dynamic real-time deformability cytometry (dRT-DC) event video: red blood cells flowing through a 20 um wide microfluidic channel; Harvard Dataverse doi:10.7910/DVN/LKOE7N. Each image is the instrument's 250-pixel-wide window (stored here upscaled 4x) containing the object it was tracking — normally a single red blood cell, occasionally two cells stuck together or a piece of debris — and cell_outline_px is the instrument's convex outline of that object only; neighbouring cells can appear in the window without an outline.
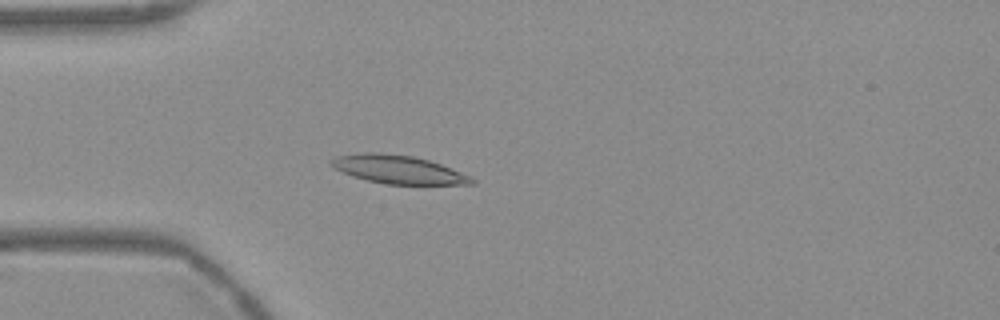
{"species": "Egyptian fruit bat (a non-hibernating species)", "species_latin": "Rousettus aegyptiacus", "temperature_condition": "warm", "stored_images_in_passage": 54, "camera_frame_rate_fps": 3000, "um_per_image_px": 0.085, "frame": {"image": 1, "passage_image": 15, "time_ms": 4.667, "image_size_px": [1000, 320], "cell_outline_px": [[476, 184], [388, 184], [368, 180], [352, 176], [332, 168], [328, 164], [328, 160], [336, 156], [364, 152], [380, 152], [412, 156], [428, 160], [440, 164], [460, 172], [476, 180]], "centroid_in_image_um": [33.77, 14.39], "position_along_channel_um": 51.2, "area_um2": 23.12}}
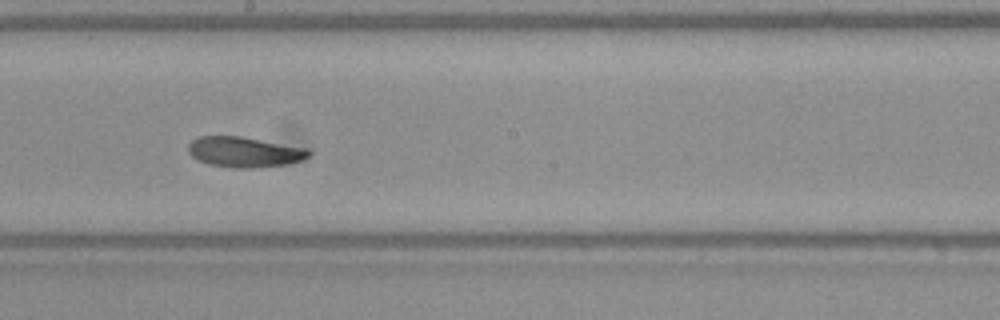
{"frame": {"image": 2, "passage_image": 30, "time_ms": 9.667, "image_size_px": [1000, 320], "cell_outline_px": [[312, 152], [304, 160], [288, 164], [256, 168], [236, 168], [208, 164], [192, 156], [188, 152], [188, 144], [192, 140], [200, 136], [240, 136], [308, 148]], "centroid_in_image_um": [20.8, 12.92], "position_along_channel_um": 227.4, "area_um2": 21.44}}
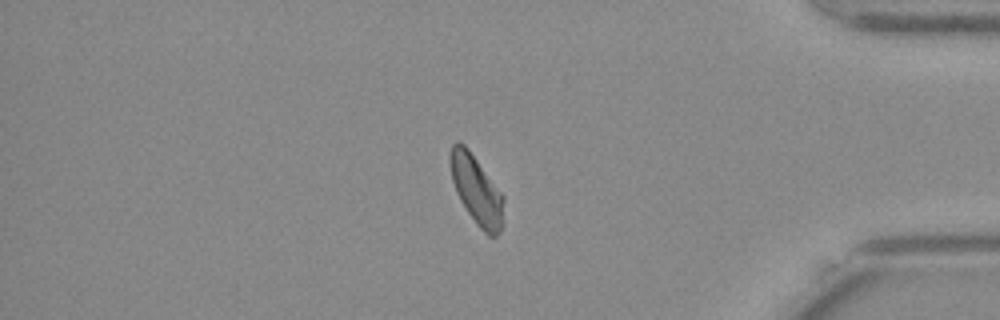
{"frame": {"image": 3, "passage_image": 46, "time_ms": 15.0, "image_size_px": [1000, 320], "cell_outline_px": [[504, 200], [500, 232], [496, 236], [488, 236], [476, 224], [460, 200], [456, 192], [452, 180], [448, 160], [448, 156], [452, 144], [456, 140], [464, 144], [468, 148], [504, 196]], "centroid_in_image_um": [40.47, 16.11], "position_along_channel_um": 394.7, "area_um2": 21.44}, "authors_computed_cell_mechanics": {"area_um2": 21.4727, "velocity_mm_per_s": 3.7172, "shape_relaxation_time_tau1_ms": 10.3809, "shape_relaxation_time_tau2_ms": 3.1739, "deformation_change_tau1": 0.1843, "deformation_change_tau2": 0.0789}}